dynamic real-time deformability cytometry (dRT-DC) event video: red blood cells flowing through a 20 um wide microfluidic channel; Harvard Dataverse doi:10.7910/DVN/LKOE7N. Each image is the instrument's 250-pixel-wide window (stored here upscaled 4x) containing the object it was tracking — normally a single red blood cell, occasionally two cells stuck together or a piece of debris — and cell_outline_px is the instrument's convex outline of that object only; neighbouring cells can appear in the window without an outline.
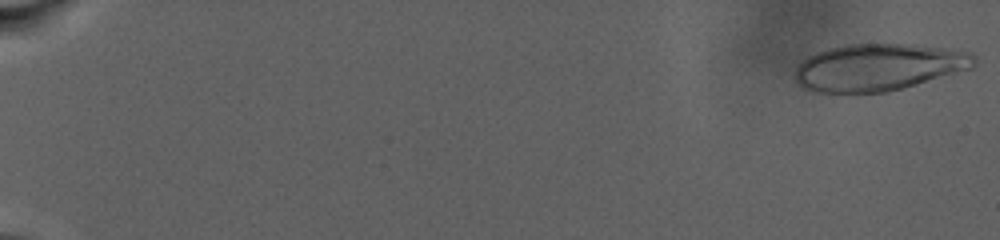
{"species": "human", "species_latin": "Homo sapiens", "temperature_condition": "warm", "stored_images_in_passage": 83, "camera_frame_rate_fps": 3000, "um_per_image_px": 0.085, "donor": {"sex": "male"}, "frame": {"image": 1, "passage_image": 1, "time_ms": 0.0, "image_size_px": [1000, 240], "cell_outline_px": [[976, 64], [972, 68], [904, 88], [888, 92], [816, 92], [804, 88], [796, 80], [796, 68], [808, 56], [816, 52], [828, 48], [848, 44], [912, 44], [972, 52], [976, 56]], "centroid_in_image_um": [74.71, 5.71], "position_along_channel_um": 10.3, "area_um2": 48.96}}
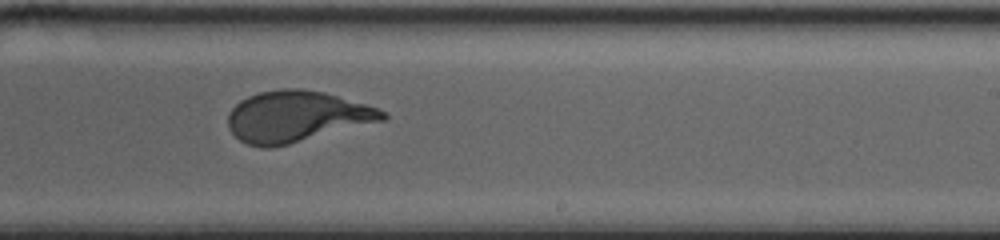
{"frame": {"image": 2, "passage_image": 55, "time_ms": 18.0, "image_size_px": [1000, 240], "cell_outline_px": [[388, 116], [384, 120], [288, 144], [268, 148], [264, 148], [248, 144], [240, 140], [228, 128], [228, 112], [240, 100], [248, 96], [260, 92], [284, 88], [300, 88], [324, 92], [364, 104], [376, 108], [384, 112]], "centroid_in_image_um": [25.16, 9.9], "position_along_channel_um": 263.8, "area_um2": 45.49}}
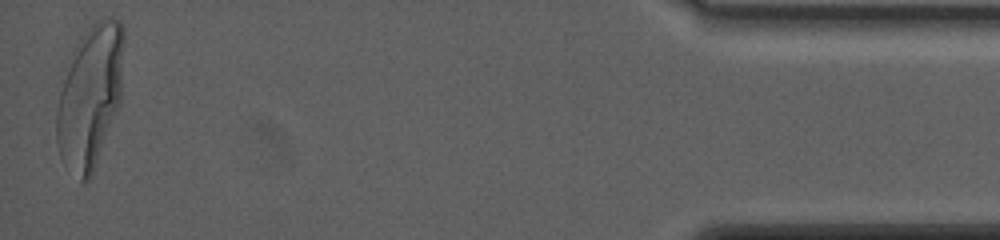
{"frame": {"image": 3, "passage_image": 82, "time_ms": 27.0, "image_size_px": [1000, 240], "cell_outline_px": [[124, 40], [120, 100], [92, 176], [88, 180], [80, 180], [60, 156], [56, 140], [56, 112], [60, 92], [68, 68], [80, 40], [84, 32], [96, 20], [112, 16], [120, 20], [124, 28]], "centroid_in_image_um": [7.68, 8.16], "position_along_channel_um": 427.5, "area_um2": 54.68}}